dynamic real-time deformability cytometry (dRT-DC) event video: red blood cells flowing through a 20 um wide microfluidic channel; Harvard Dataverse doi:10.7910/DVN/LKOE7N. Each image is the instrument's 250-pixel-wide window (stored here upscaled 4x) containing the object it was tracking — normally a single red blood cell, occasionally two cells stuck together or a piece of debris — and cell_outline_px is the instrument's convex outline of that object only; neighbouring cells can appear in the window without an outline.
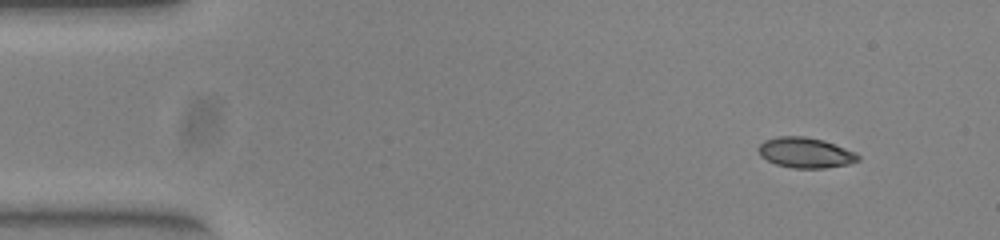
{"species": "common noctule bat (a hibernating species)", "species_latin": "Nyctalus noctula", "temperature_condition": "warm", "stored_images_in_passage": 48, "camera_frame_rate_fps": 3000, "um_per_image_px": 0.085, "animal": {"sex": "female", "body_mass_g": 23.0, "forearm_length_mm": 53.4}, "frame": {"image": 1, "passage_image": 1, "time_ms": 0.0, "image_size_px": [1000, 240], "cell_outline_px": [[860, 160], [848, 164], [824, 168], [792, 168], [776, 164], [760, 156], [760, 144], [764, 140], [776, 136], [804, 136], [824, 140], [856, 152], [860, 156]], "centroid_in_image_um": [68.49, 12.97], "position_along_channel_um": 16.5, "area_um2": 17.63}}
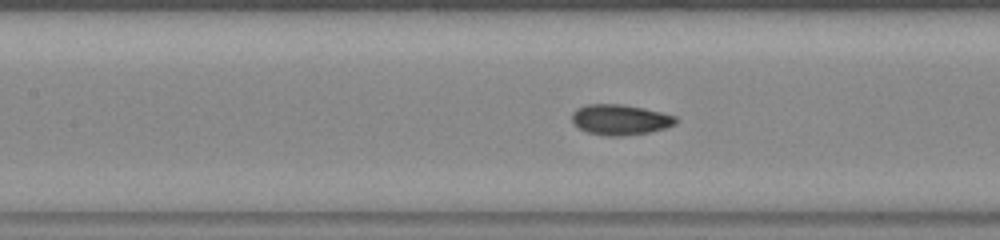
{"frame": {"image": 2, "passage_image": 19, "time_ms": 6.0, "image_size_px": [1000, 240], "cell_outline_px": [[680, 120], [676, 124], [664, 128], [648, 132], [620, 136], [604, 136], [588, 132], [580, 128], [572, 120], [572, 112], [576, 108], [588, 104], [620, 104], [644, 108], [676, 116]], "centroid_in_image_um": [52.73, 10.17], "position_along_channel_um": 154.7, "area_um2": 18.38}}
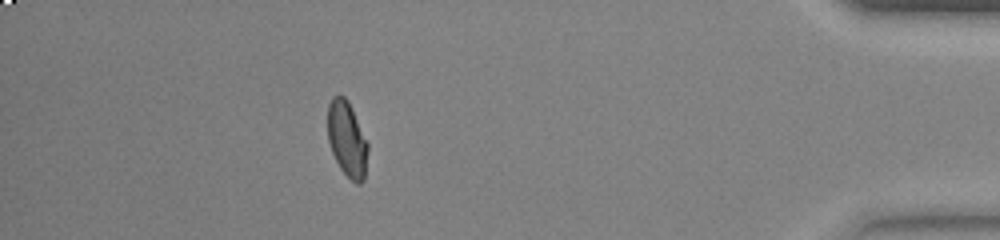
{"frame": {"image": 3, "passage_image": 42, "time_ms": 13.667, "image_size_px": [1000, 240], "cell_outline_px": [[368, 148], [364, 180], [360, 184], [356, 184], [340, 168], [332, 152], [328, 140], [328, 104], [332, 96], [344, 96], [348, 100], [368, 144]], "centroid_in_image_um": [29.49, 11.82], "position_along_channel_um": 405.7, "area_um2": 17.46}}